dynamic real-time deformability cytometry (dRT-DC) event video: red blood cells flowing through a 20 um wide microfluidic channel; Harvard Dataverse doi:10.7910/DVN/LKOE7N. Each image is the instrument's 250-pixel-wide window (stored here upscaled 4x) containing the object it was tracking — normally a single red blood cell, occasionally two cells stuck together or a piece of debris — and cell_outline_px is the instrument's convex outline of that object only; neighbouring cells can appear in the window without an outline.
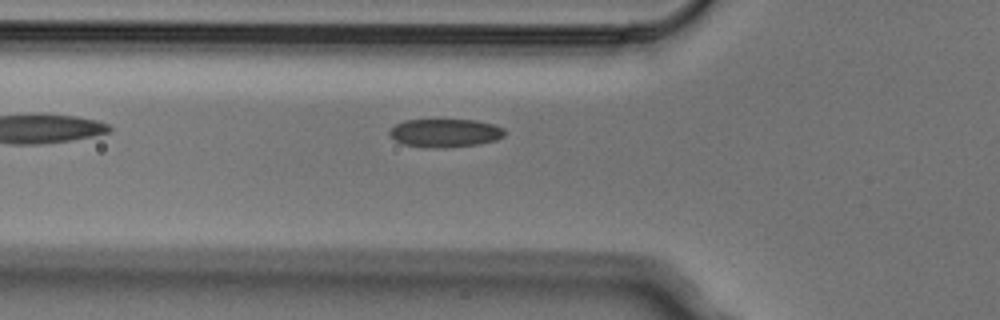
{"species": "Egyptian fruit bat (a non-hibernating species)", "species_latin": "Rousettus aegyptiacus", "temperature_condition": "cold", "stored_images_in_passage": 5, "camera_frame_rate_fps": 3000, "um_per_image_px": 0.085, "animal": {"sex": "male"}, "frame": {"image": 1, "passage_image": 5, "time_ms": 1.333, "image_size_px": [1000, 320], "cell_outline_px": [[504, 136], [496, 140], [480, 144], [440, 148], [428, 148], [400, 144], [388, 132], [396, 124], [404, 120], [476, 120], [492, 124], [504, 128]], "centroid_in_image_um": [37.83, 11.31], "position_along_channel_um": 88.0, "area_um2": 19.02}}